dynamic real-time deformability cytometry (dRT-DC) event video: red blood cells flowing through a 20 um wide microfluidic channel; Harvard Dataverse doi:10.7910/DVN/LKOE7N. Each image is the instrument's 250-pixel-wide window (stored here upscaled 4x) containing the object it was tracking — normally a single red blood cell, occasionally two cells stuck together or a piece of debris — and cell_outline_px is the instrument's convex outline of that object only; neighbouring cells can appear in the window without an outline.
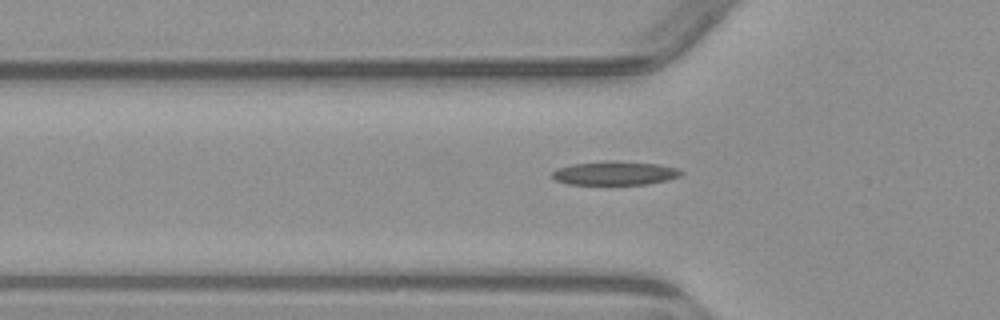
{"species": "common noctule bat (a hibernating species)", "species_latin": "Nyctalus noctula", "temperature_condition": "warm", "stored_images_in_passage": 6, "camera_frame_rate_fps": 3000, "um_per_image_px": 0.085, "animal": {"sex": "male", "body_mass_g": 23.1, "forearm_length_mm": 52.7}, "frame": {"image": 1, "passage_image": 6, "time_ms": 7.333, "image_size_px": [1000, 320], "cell_outline_px": [[684, 172], [680, 176], [648, 184], [568, 184], [556, 180], [552, 176], [552, 172], [556, 168], [572, 164], [604, 160], [612, 160], [660, 164], [676, 168]], "centroid_in_image_um": [52.24, 14.7], "position_along_channel_um": 73.6, "area_um2": 17.92}}